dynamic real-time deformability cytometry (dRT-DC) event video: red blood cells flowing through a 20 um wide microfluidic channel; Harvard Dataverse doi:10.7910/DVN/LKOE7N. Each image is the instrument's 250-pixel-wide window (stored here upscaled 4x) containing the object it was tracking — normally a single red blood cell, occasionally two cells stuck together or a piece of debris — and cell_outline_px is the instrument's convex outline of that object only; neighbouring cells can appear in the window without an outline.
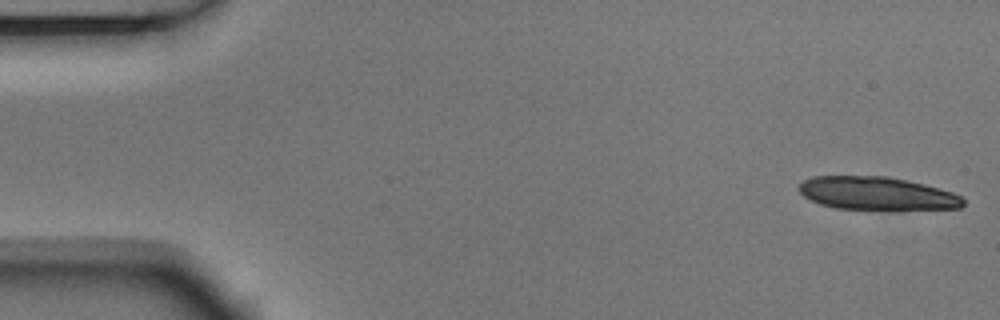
{"species": "Egyptian fruit bat (a non-hibernating species)", "species_latin": "Rousettus aegyptiacus", "temperature_condition": "room temperature", "stored_images_in_passage": 16, "camera_frame_rate_fps": 3000, "um_per_image_px": 0.085, "animal": {"sex": "male"}, "frame": {"image": 1, "passage_image": 1, "time_ms": 0.0, "image_size_px": [1000, 320], "cell_outline_px": [[964, 204], [960, 208], [900, 212], [892, 212], [832, 208], [820, 204], [804, 196], [796, 188], [804, 180], [812, 176], [888, 176], [924, 184], [952, 192], [960, 196], [964, 200]], "centroid_in_image_um": [74.57, 16.49], "position_along_channel_um": 10.4, "area_um2": 33.0}}